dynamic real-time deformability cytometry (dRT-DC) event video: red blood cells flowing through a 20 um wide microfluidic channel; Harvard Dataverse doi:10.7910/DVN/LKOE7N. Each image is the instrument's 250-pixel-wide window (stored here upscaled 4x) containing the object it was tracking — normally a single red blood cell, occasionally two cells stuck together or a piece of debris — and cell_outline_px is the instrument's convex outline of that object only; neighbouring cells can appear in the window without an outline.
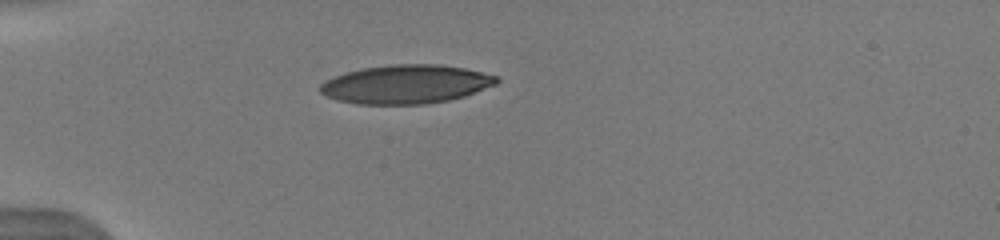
{"species": "human", "species_latin": "Homo sapiens", "temperature_condition": "warm", "stored_images_in_passage": 3, "camera_frame_rate_fps": 3000, "um_per_image_px": 0.085, "donor": {"sex": "male"}, "frame": {"image": 1, "passage_image": 1, "time_ms": 0.0, "image_size_px": [1000, 240], "cell_outline_px": [[500, 80], [496, 84], [464, 96], [448, 100], [424, 104], [356, 104], [336, 100], [320, 92], [320, 84], [324, 80], [344, 72], [360, 68], [392, 64], [440, 64], [464, 68], [496, 76]], "centroid_in_image_um": [34.46, 7.15], "position_along_channel_um": 50.5, "area_um2": 39.88}}